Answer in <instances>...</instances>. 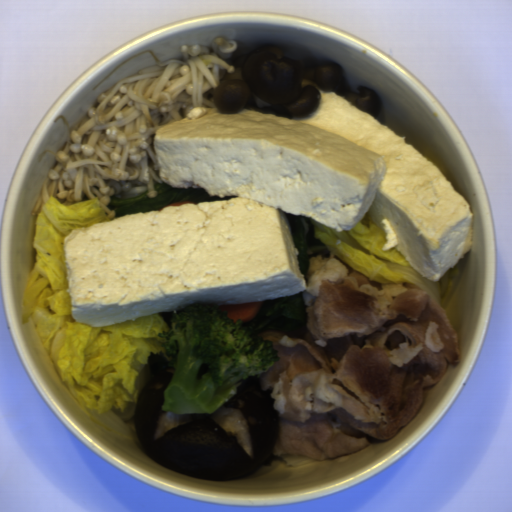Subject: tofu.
Returning <instances> with one entry per match:
<instances>
[{
    "label": "tofu",
    "mask_w": 512,
    "mask_h": 512,
    "mask_svg": "<svg viewBox=\"0 0 512 512\" xmlns=\"http://www.w3.org/2000/svg\"><path fill=\"white\" fill-rule=\"evenodd\" d=\"M308 116L243 109L157 127L159 179L229 200L184 203L74 228L64 239L70 313L102 327L181 310L277 299L315 304L323 279L349 275L334 257L301 273L287 214L344 232L367 217L382 248L439 281L471 251L475 214L441 170L371 114L330 90Z\"/></svg>",
    "instance_id": "1"
}]
</instances>
